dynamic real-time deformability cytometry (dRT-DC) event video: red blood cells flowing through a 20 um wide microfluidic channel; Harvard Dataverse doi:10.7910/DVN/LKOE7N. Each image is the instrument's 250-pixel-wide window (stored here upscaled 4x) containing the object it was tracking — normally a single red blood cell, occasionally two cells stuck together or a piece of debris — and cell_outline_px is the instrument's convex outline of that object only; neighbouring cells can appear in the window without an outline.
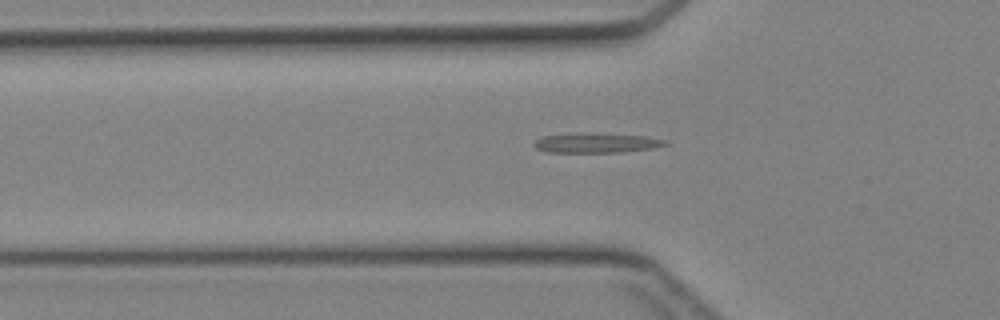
{"species": "Egyptian fruit bat (a non-hibernating species)", "species_latin": "Rousettus aegyptiacus", "temperature_condition": "cold", "stored_images_in_passage": 28, "segment_of_instrument_passage": [1, 2], "camera_frame_rate_fps": 3000, "um_per_image_px": 0.085, "animal": {"sex": "female"}, "frame": {"image": 1, "passage_image": 4, "time_ms": 1.0, "image_size_px": [1000, 320], "cell_outline_px": [[668, 144], [652, 148], [620, 152], [548, 152], [536, 148], [532, 144], [536, 140], [544, 136], [592, 132], [644, 136], [668, 140]], "centroid_in_image_um": [50.71, 12.14], "position_along_channel_um": 75.1, "area_um2": 15.03}}
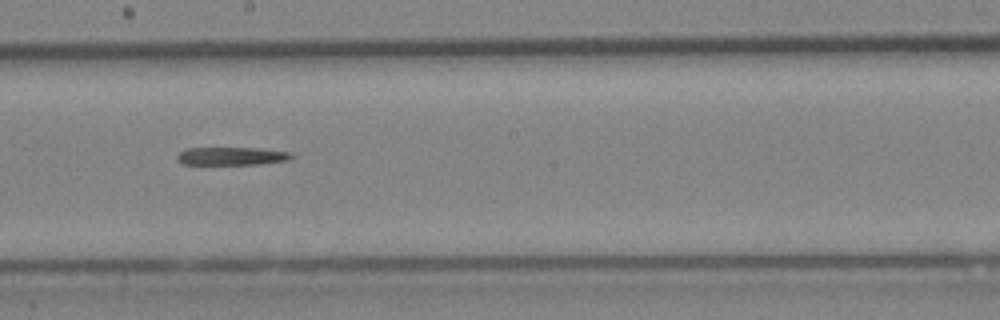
{"frame": {"image": 2, "passage_image": 14, "time_ms": 4.333, "image_size_px": [1000, 320], "cell_outline_px": [[292, 156], [288, 160], [260, 164], [184, 164], [176, 160], [176, 156], [184, 148], [260, 148], [292, 152]], "centroid_in_image_um": [19.67, 13.26], "position_along_channel_um": 228.5, "area_um2": 12.02}}
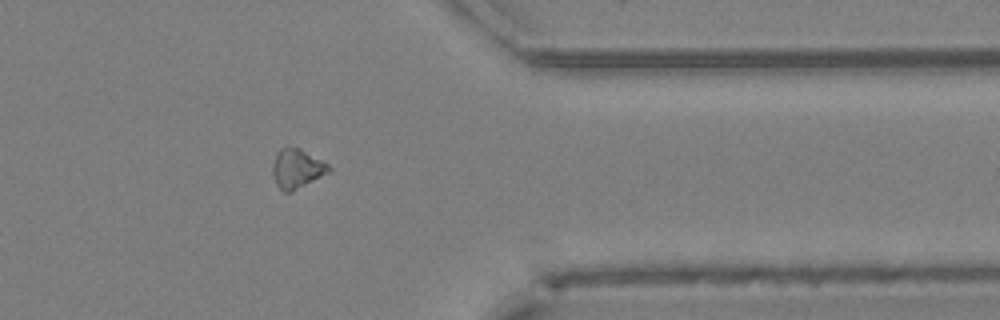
{"frame": {"image": 3, "passage_image": 25, "time_ms": 8.0, "image_size_px": [1000, 320], "cell_outline_px": [[332, 172], [292, 192], [284, 192], [276, 184], [272, 172], [272, 164], [276, 152], [280, 148], [300, 148], [328, 164], [332, 168]], "centroid_in_image_um": [25.26, 14.35], "position_along_channel_um": 386.1, "area_um2": 13.06}}